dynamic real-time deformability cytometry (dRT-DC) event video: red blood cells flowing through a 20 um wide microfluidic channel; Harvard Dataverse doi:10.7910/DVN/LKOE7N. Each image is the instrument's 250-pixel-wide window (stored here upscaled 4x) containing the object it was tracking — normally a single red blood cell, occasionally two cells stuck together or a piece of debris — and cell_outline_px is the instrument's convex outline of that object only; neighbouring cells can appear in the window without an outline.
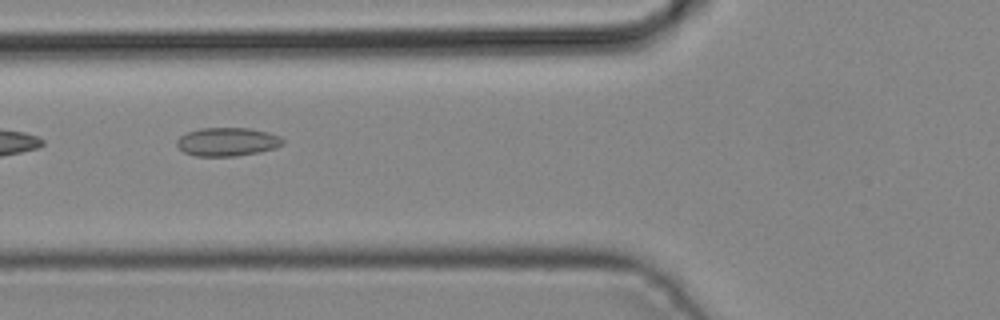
{"species": "common noctule bat (a hibernating species)", "species_latin": "Nyctalus noctula", "temperature_condition": "cold", "stored_images_in_passage": 6, "camera_frame_rate_fps": 3000, "um_per_image_px": 0.085, "animal": {"sex": "male", "body_mass_g": 19.2, "forearm_length_mm": 51.8}, "frame": {"image": 1, "passage_image": 5, "time_ms": 1.333, "image_size_px": [1000, 320], "cell_outline_px": [[284, 144], [276, 148], [260, 152], [236, 156], [196, 156], [184, 152], [176, 144], [176, 140], [180, 136], [188, 132], [200, 128], [252, 128], [268, 132], [280, 136], [284, 140]], "centroid_in_image_um": [19.35, 12.05], "position_along_channel_um": 106.4, "area_um2": 17.74}}
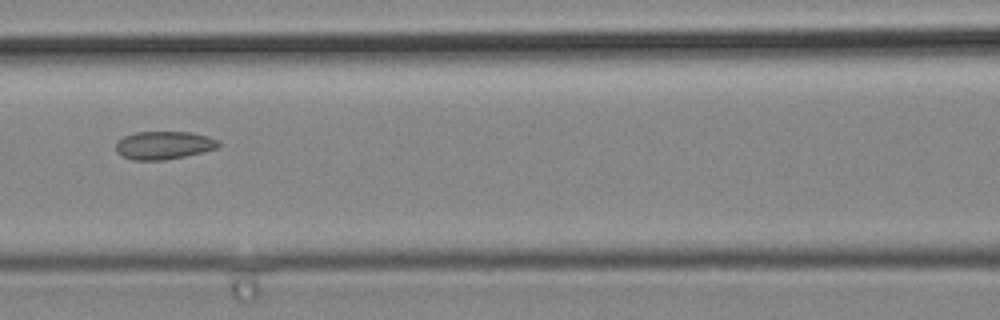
{"frame": {"image": 2, "passage_image": 6, "time_ms": 1.667, "image_size_px": [1000, 320], "cell_outline_px": [[220, 144], [216, 148], [204, 152], [164, 160], [132, 160], [116, 152], [116, 144], [124, 136], [136, 132], [192, 132], [208, 136], [220, 140]], "centroid_in_image_um": [13.95, 12.34], "position_along_channel_um": 152.6, "area_um2": 16.76}}